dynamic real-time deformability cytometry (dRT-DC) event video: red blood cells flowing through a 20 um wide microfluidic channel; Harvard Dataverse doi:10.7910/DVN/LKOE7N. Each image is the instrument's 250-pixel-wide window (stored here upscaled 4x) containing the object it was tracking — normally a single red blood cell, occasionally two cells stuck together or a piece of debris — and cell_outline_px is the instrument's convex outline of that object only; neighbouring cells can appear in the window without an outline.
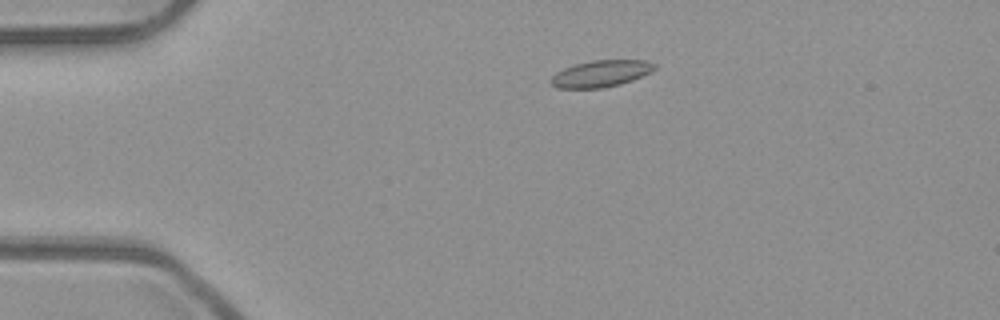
{"species": "common noctule bat (a hibernating species)", "species_latin": "Nyctalus noctula", "temperature_condition": "room temperature", "stored_images_in_passage": 51, "camera_frame_rate_fps": 3000, "um_per_image_px": 0.085, "animal": {"sex": "male", "body_mass_g": 23.1, "forearm_length_mm": 52.7}, "frame": {"image": 1, "passage_image": 9, "time_ms": 2.667, "image_size_px": [1000, 320], "cell_outline_px": [[656, 68], [652, 72], [632, 80], [620, 84], [604, 88], [556, 88], [548, 80], [556, 72], [572, 64], [592, 60], [648, 60], [656, 64]], "centroid_in_image_um": [51.07, 6.25], "position_along_channel_um": 33.9, "area_um2": 16.36}}
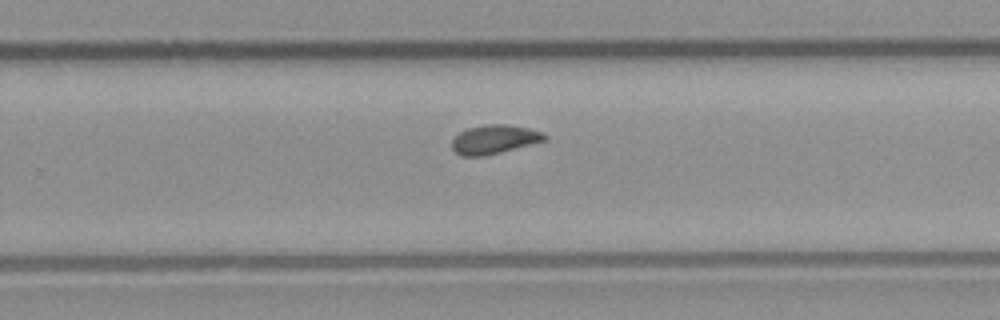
{"frame": {"image": 2, "passage_image": 32, "time_ms": 10.333, "image_size_px": [1000, 320], "cell_outline_px": [[548, 140], [484, 156], [464, 156], [456, 152], [452, 148], [452, 140], [460, 132], [468, 128], [488, 124], [504, 124], [528, 128], [544, 132], [548, 136]], "centroid_in_image_um": [42.06, 11.84], "position_along_channel_um": 287.7, "area_um2": 15.55}}
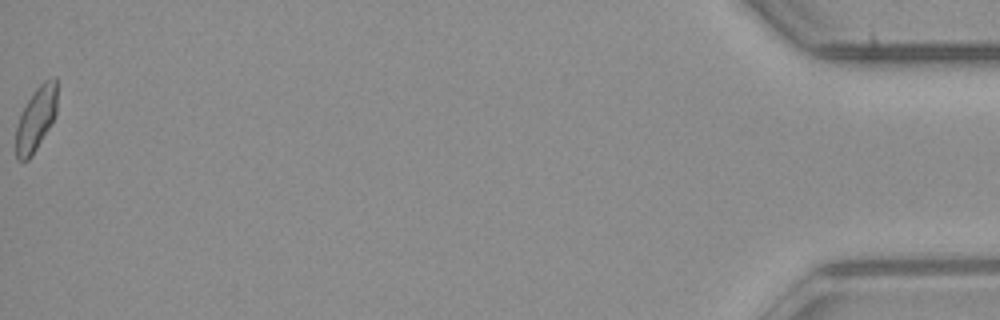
{"frame": {"image": 3, "passage_image": 51, "time_ms": 16.667, "image_size_px": [1000, 320], "cell_outline_px": [[56, 116], [36, 148], [28, 160], [16, 160], [16, 128], [20, 116], [32, 92], [44, 80], [56, 76]], "centroid_in_image_um": [3.06, 10.08], "position_along_channel_um": 432.1, "area_um2": 15.09}, "authors_computed_cell_mechanics": {"area_um2": 15.4904, "velocity_mm_per_s": 3.9268, "shape_relaxation_time_tau1_ms": null, "shape_relaxation_time_tau2_ms": 2.3409, "deformation_change_tau1": null, "deformation_change_tau2": 0.0556}}